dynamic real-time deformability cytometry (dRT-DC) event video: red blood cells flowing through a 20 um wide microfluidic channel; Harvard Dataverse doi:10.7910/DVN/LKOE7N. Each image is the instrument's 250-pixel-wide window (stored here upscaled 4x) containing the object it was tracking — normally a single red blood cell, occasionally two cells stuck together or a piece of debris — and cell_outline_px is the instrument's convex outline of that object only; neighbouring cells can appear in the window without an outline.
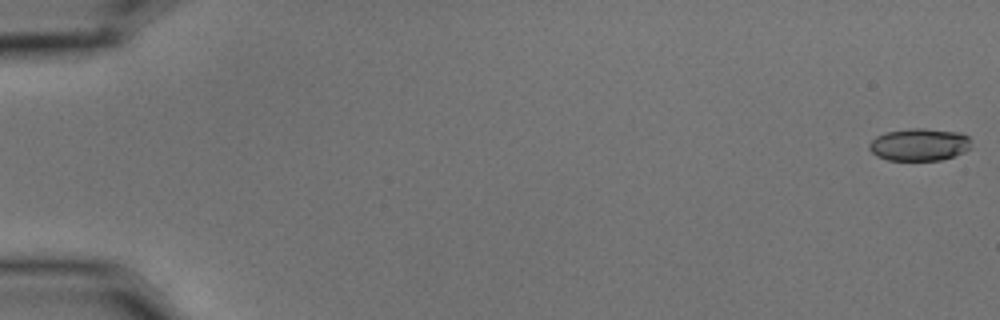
{"species": "common noctule bat (a hibernating species)", "species_latin": "Nyctalus noctula", "temperature_condition": "cold", "stored_images_in_passage": 5, "camera_frame_rate_fps": 3000, "um_per_image_px": 0.085, "animal": {"sex": "male", "body_mass_g": 15.6}, "frame": {"image": 1, "passage_image": 1, "time_ms": 0.0, "image_size_px": [1000, 320], "cell_outline_px": [[972, 140], [968, 148], [964, 152], [940, 160], [888, 160], [876, 156], [868, 148], [868, 144], [876, 136], [884, 132], [912, 128], [924, 128], [960, 132], [968, 136]], "centroid_in_image_um": [78.12, 12.28], "position_along_channel_um": 6.9, "area_um2": 19.36}}
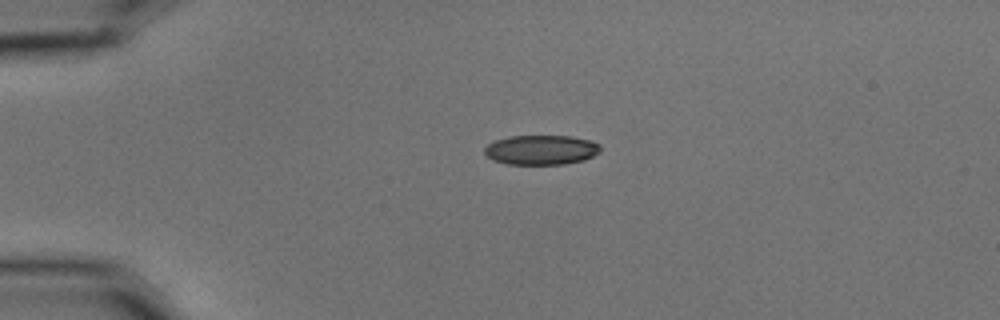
{"frame": {"image": 2, "passage_image": 4, "time_ms": 1.0, "image_size_px": [1000, 320], "cell_outline_px": [[600, 152], [584, 160], [564, 164], [508, 164], [492, 160], [484, 152], [484, 148], [488, 144], [496, 140], [508, 136], [572, 136], [592, 140], [600, 144]], "centroid_in_image_um": [46.02, 12.73], "position_along_channel_um": 39.0, "area_um2": 20.11}}